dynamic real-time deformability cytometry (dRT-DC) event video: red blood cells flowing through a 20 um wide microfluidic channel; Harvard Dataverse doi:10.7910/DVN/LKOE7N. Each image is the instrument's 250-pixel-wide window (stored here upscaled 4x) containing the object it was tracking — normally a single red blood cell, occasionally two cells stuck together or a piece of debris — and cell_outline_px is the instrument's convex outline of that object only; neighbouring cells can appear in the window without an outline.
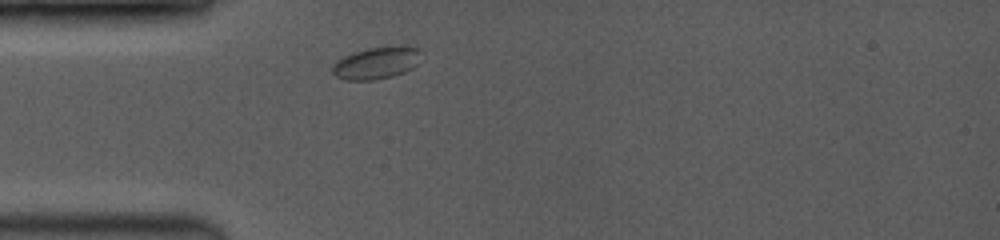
{"species": "common noctule bat (a hibernating species)", "species_latin": "Nyctalus noctula", "temperature_condition": "room temperature", "stored_images_in_passage": 1, "camera_frame_rate_fps": 3500, "um_per_image_px": 0.085, "animal": {"sex": "female", "body_mass_g": 19.0, "forearm_length_mm": 53.3}, "frame": {"image": 1, "passage_image": 1, "time_ms": 0.0, "image_size_px": [1000, 240], "cell_outline_px": [[420, 52], [416, 64], [412, 68], [404, 72], [392, 76], [372, 80], [348, 80], [336, 76], [332, 72], [332, 64], [344, 56], [352, 52], [368, 48], [404, 44], [408, 44], [420, 48]], "centroid_in_image_um": [32.01, 5.31], "position_along_channel_um": 53.0, "area_um2": 16.76}}